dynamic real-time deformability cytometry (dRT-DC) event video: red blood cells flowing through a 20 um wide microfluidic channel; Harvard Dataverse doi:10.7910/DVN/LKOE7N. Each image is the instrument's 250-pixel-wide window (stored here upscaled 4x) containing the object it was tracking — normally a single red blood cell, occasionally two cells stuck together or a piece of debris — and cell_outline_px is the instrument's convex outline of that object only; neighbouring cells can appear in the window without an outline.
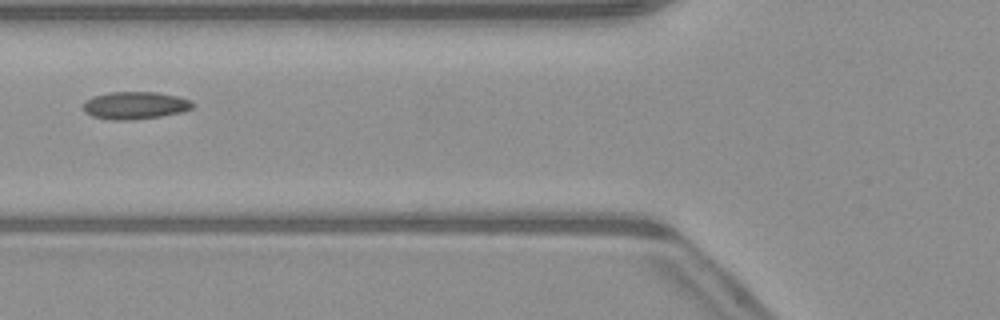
{"species": "common noctule bat (a hibernating species)", "species_latin": "Nyctalus noctula", "temperature_condition": "warm", "stored_images_in_passage": 5, "camera_frame_rate_fps": 3000, "um_per_image_px": 0.085, "animal": {"sex": "male", "body_mass_g": 23.1, "forearm_length_mm": 52.7}, "frame": {"image": 1, "passage_image": 5, "time_ms": 5.0, "image_size_px": [1000, 320], "cell_outline_px": [[196, 104], [192, 108], [180, 112], [160, 116], [132, 120], [112, 120], [92, 116], [84, 112], [84, 104], [92, 96], [108, 92], [160, 92], [192, 100]], "centroid_in_image_um": [11.5, 8.95], "position_along_channel_um": 114.3, "area_um2": 17.57}}